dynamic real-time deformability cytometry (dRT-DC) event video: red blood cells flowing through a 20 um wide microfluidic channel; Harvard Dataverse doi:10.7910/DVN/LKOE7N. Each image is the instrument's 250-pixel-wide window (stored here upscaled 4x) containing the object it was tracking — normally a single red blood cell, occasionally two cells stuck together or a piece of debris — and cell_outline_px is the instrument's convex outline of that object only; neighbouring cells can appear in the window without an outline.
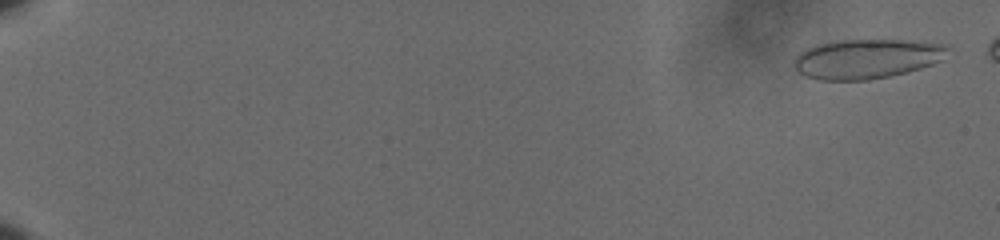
{"species": "human", "species_latin": "Homo sapiens", "temperature_condition": "cold", "stored_images_in_passage": 60, "camera_frame_rate_fps": 3000, "um_per_image_px": 0.085, "donor": {"sex": "male"}, "frame": {"image": 1, "passage_image": 2, "time_ms": 0.333, "image_size_px": [1000, 240], "cell_outline_px": [[948, 48], [944, 60], [920, 68], [888, 76], [868, 80], [820, 80], [808, 76], [800, 72], [796, 68], [796, 56], [800, 52], [816, 44], [840, 40], [900, 40], [948, 44]], "centroid_in_image_um": [73.71, 4.99], "position_along_channel_um": 11.3, "area_um2": 35.08}}
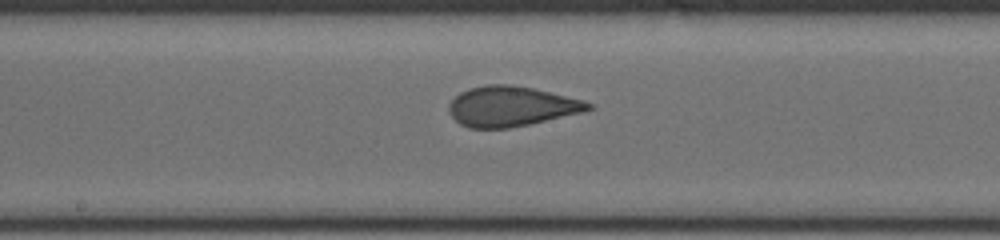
{"frame": {"image": 2, "passage_image": 35, "time_ms": 11.333, "image_size_px": [1000, 240], "cell_outline_px": [[592, 108], [580, 112], [528, 124], [508, 128], [468, 128], [460, 124], [452, 116], [448, 108], [448, 104], [460, 92], [468, 88], [488, 84], [508, 84], [532, 88], [584, 100], [592, 104]], "centroid_in_image_um": [43.4, 9.03], "position_along_channel_um": 204.8, "area_um2": 32.14}}
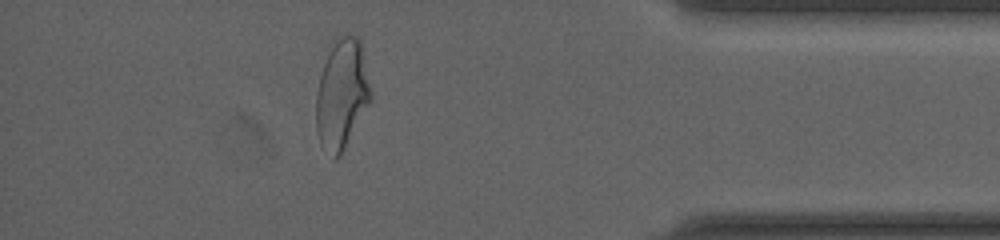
{"frame": {"image": 3, "passage_image": 54, "time_ms": 17.667, "image_size_px": [1000, 240], "cell_outline_px": [[372, 96], [368, 104], [340, 156], [336, 160], [332, 160], [320, 144], [316, 128], [316, 92], [320, 76], [332, 40], [336, 36], [348, 32], [356, 36], [360, 40], [372, 92]], "centroid_in_image_um": [29.03, 7.97], "position_along_channel_um": 406.2, "area_um2": 35.2}}